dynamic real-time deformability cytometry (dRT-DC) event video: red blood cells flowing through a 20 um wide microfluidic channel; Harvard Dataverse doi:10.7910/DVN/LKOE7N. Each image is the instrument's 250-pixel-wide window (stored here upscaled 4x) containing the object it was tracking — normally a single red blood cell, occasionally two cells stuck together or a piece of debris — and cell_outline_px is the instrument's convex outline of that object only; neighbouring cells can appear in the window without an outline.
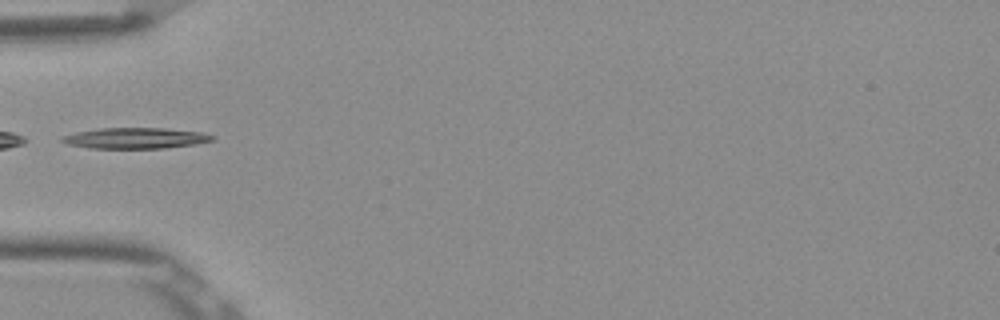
{"species": "Egyptian fruit bat (a non-hibernating species)", "species_latin": "Rousettus aegyptiacus", "temperature_condition": "room temperature", "stored_images_in_passage": 5, "segment_of_instrument_passage": [2, 2], "camera_frame_rate_fps": 3000, "um_per_image_px": 0.085, "frame": {"image": 1, "passage_image": 5, "time_ms": 1.333, "image_size_px": [1000, 320], "cell_outline_px": [[216, 140], [196, 144], [164, 148], [88, 148], [68, 144], [60, 140], [60, 136], [76, 132], [100, 128], [164, 128], [204, 132], [216, 136]], "centroid_in_image_um": [11.55, 11.74], "position_along_channel_um": 73.4, "area_um2": 18.44}}